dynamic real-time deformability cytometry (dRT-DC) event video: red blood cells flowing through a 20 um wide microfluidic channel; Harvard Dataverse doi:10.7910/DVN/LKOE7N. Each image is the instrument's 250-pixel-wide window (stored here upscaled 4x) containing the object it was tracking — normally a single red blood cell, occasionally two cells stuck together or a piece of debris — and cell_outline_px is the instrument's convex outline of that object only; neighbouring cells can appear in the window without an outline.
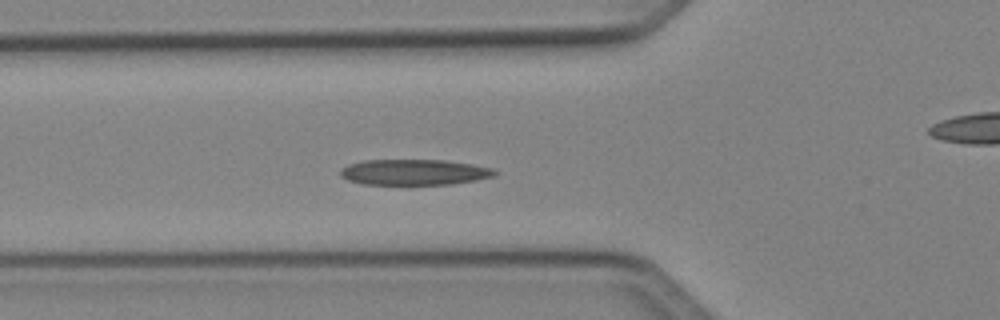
{"species": "Egyptian fruit bat (a non-hibernating species)", "species_latin": "Rousettus aegyptiacus", "temperature_condition": "cold", "stored_images_in_passage": 35, "camera_frame_rate_fps": 3000, "um_per_image_px": 0.085, "animal": {"sex": "female"}, "frame": {"image": 1, "passage_image": 2, "time_ms": 0.333, "image_size_px": [1000, 320], "cell_outline_px": [[496, 176], [476, 180], [452, 184], [364, 184], [348, 180], [340, 176], [340, 168], [348, 164], [364, 160], [444, 160], [472, 164], [492, 168], [496, 172]], "centroid_in_image_um": [35.19, 14.63], "position_along_channel_um": 90.6, "area_um2": 23.12}}
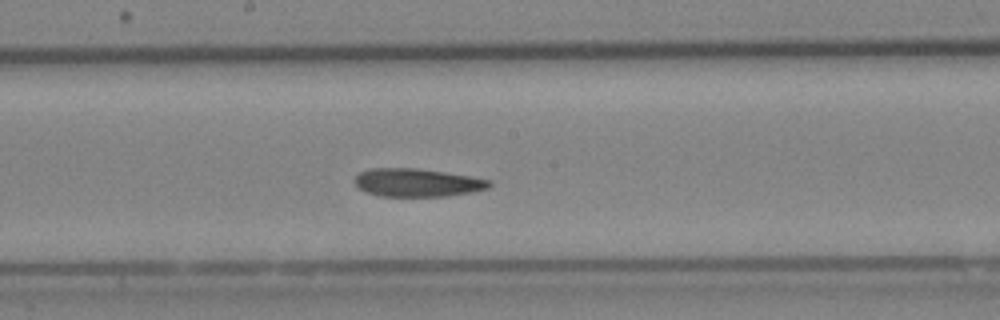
{"frame": {"image": 2, "passage_image": 11, "time_ms": 3.333, "image_size_px": [1000, 320], "cell_outline_px": [[492, 184], [488, 188], [472, 192], [448, 196], [380, 196], [368, 192], [360, 188], [352, 180], [360, 172], [372, 168], [416, 168], [444, 172], [492, 180]], "centroid_in_image_um": [35.47, 15.52], "position_along_channel_um": 212.7, "area_um2": 21.96}}
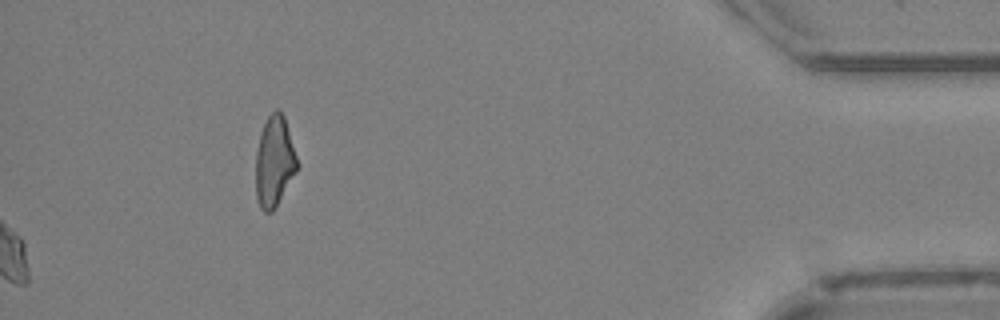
{"frame": {"image": 3, "passage_image": 35, "time_ms": 11.333, "image_size_px": [1000, 320], "cell_outline_px": [[300, 164], [296, 172], [276, 208], [272, 212], [264, 212], [260, 208], [256, 196], [256, 152], [260, 132], [268, 116], [276, 108], [284, 116]], "centroid_in_image_um": [23.33, 13.75], "position_along_channel_um": 411.9, "area_um2": 22.14}}